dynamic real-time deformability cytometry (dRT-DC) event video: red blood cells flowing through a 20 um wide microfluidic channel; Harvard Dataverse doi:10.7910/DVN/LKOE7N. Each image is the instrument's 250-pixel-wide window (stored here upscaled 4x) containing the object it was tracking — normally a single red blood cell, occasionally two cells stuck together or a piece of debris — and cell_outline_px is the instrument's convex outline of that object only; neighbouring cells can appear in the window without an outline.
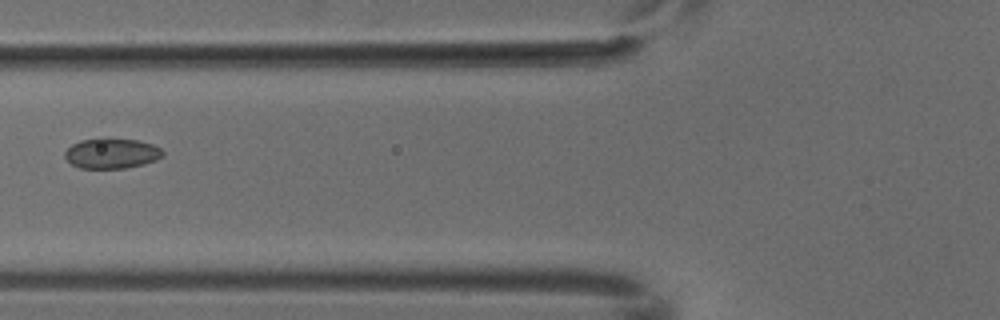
{"species": "common noctule bat (a hibernating species)", "species_latin": "Nyctalus noctula", "temperature_condition": "cold", "stored_images_in_passage": 7, "camera_frame_rate_fps": 3000, "um_per_image_px": 0.085, "animal": {"sex": "male", "body_mass_g": 18.8}, "frame": {"image": 1, "passage_image": 6, "time_ms": 1.667, "image_size_px": [1000, 320], "cell_outline_px": [[164, 156], [156, 160], [144, 164], [124, 168], [80, 168], [72, 164], [64, 156], [64, 152], [72, 144], [80, 140], [100, 136], [104, 136], [136, 140], [152, 144], [160, 148], [164, 152]], "centroid_in_image_um": [9.48, 13.0], "position_along_channel_um": 116.3, "area_um2": 17.69}}
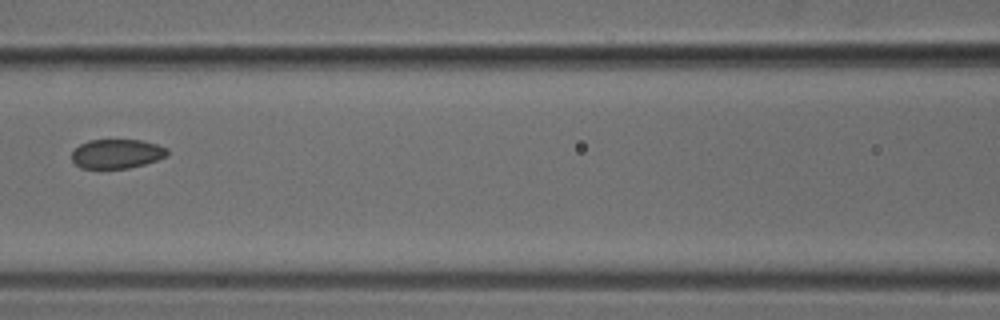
{"frame": {"image": 2, "passage_image": 7, "time_ms": 2.0, "image_size_px": [1000, 320], "cell_outline_px": [[168, 156], [144, 164], [128, 168], [80, 168], [72, 160], [72, 152], [80, 144], [88, 140], [140, 140], [156, 144], [168, 148]], "centroid_in_image_um": [9.93, 13.07], "position_along_channel_um": 156.7, "area_um2": 16.24}}